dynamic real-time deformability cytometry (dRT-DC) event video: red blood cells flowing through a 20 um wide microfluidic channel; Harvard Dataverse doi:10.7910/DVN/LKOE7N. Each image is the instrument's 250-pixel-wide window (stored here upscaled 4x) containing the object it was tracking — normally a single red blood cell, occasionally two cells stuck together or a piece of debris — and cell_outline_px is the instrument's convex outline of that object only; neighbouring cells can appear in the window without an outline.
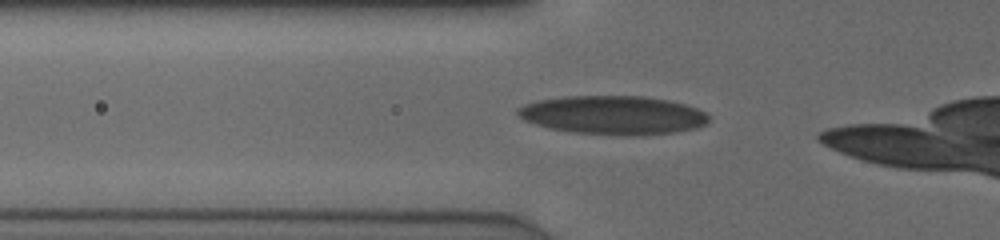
{"species": "human", "species_latin": "Homo sapiens", "temperature_condition": "cold", "stored_images_in_passage": 5, "camera_frame_rate_fps": 3000, "um_per_image_px": 0.085, "donor": {"sex": "male"}, "frame": {"image": 1, "passage_image": 2, "time_ms": 0.333, "image_size_px": [1000, 240], "cell_outline_px": [[708, 124], [696, 128], [676, 132], [636, 136], [624, 136], [568, 132], [548, 128], [524, 120], [516, 112], [516, 108], [524, 104], [536, 100], [564, 96], [644, 96], [668, 100], [684, 104], [696, 108], [704, 112], [708, 116]], "centroid_in_image_um": [52.09, 9.79], "position_along_channel_um": 73.7, "area_um2": 43.52}}